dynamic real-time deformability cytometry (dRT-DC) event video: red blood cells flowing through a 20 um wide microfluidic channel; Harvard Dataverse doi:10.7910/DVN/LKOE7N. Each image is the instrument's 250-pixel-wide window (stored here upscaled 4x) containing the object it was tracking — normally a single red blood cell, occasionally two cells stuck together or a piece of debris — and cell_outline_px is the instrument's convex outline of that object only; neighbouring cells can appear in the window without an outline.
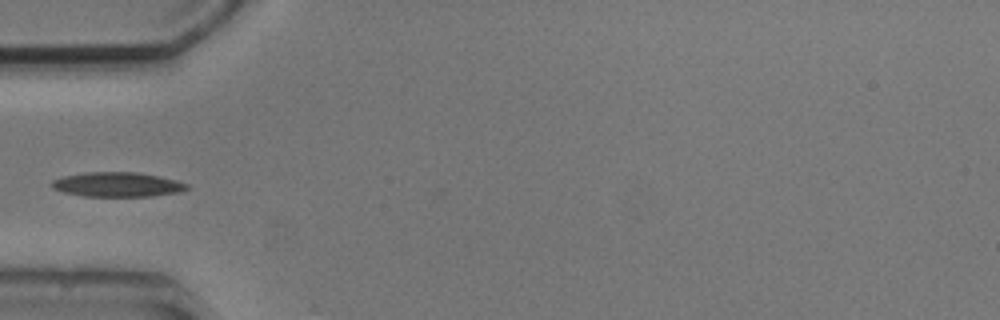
{"species": "common noctule bat (a hibernating species)", "species_latin": "Nyctalus noctula", "temperature_condition": "cold", "stored_images_in_passage": 2, "camera_frame_rate_fps": 3000, "um_per_image_px": 0.085, "animal": {"sex": "male", "body_mass_g": 20.5, "forearm_length_mm": 52.5}, "frame": {"image": 1, "passage_image": 1, "time_ms": 0.0, "image_size_px": [1000, 320], "cell_outline_px": [[192, 188], [180, 192], [152, 196], [84, 196], [64, 192], [52, 188], [52, 180], [64, 176], [84, 172], [136, 172], [176, 180], [188, 184]], "centroid_in_image_um": [10.0, 15.68], "position_along_channel_um": 75.0, "area_um2": 19.31}}